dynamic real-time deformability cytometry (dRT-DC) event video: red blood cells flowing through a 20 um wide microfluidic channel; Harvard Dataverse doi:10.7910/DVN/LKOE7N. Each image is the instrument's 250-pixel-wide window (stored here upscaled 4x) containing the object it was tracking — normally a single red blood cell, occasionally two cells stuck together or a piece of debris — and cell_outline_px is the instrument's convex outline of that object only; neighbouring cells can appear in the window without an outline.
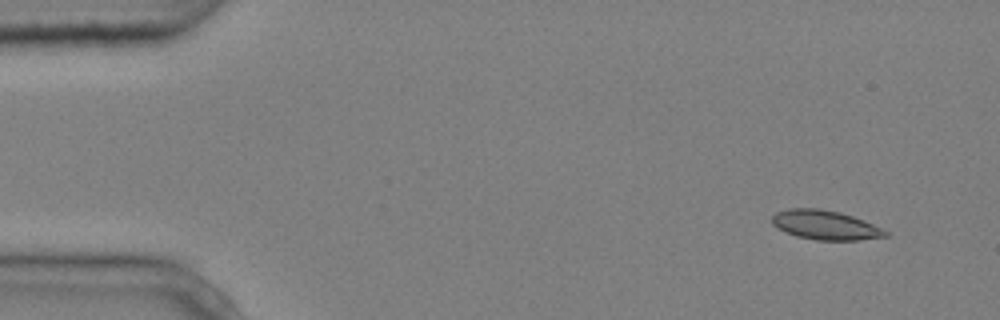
{"species": "common noctule bat (a hibernating species)", "species_latin": "Nyctalus noctula", "temperature_condition": "cold", "stored_images_in_passage": 4, "camera_frame_rate_fps": 3000, "um_per_image_px": 0.085, "animal": {"sex": "male", "body_mass_g": 20.4}, "frame": {"image": 1, "passage_image": 1, "time_ms": 0.0, "image_size_px": [1000, 320], "cell_outline_px": [[888, 236], [860, 240], [816, 240], [796, 236], [772, 224], [772, 216], [776, 212], [788, 208], [820, 208], [840, 212], [864, 220], [888, 232]], "centroid_in_image_um": [70.15, 19.12], "position_along_channel_um": 14.9, "area_um2": 19.25}}
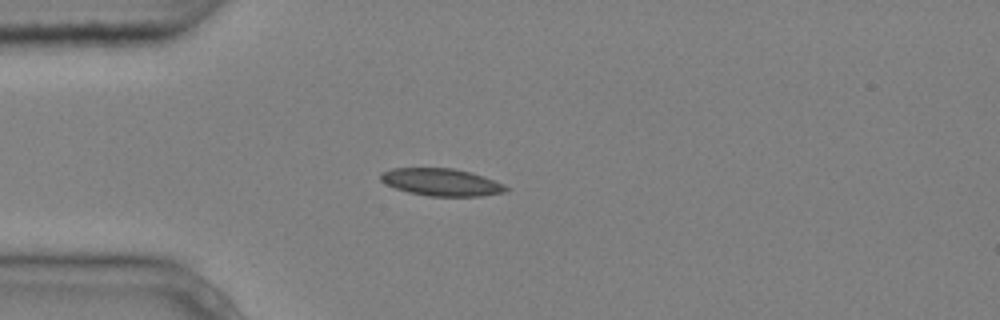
{"frame": {"image": 2, "passage_image": 4, "time_ms": 1.0, "image_size_px": [1000, 320], "cell_outline_px": [[512, 188], [508, 192], [480, 196], [428, 196], [408, 192], [396, 188], [380, 180], [380, 172], [392, 168], [452, 168], [472, 172], [484, 176], [504, 184]], "centroid_in_image_um": [37.57, 15.48], "position_along_channel_um": 47.4, "area_um2": 20.17}}